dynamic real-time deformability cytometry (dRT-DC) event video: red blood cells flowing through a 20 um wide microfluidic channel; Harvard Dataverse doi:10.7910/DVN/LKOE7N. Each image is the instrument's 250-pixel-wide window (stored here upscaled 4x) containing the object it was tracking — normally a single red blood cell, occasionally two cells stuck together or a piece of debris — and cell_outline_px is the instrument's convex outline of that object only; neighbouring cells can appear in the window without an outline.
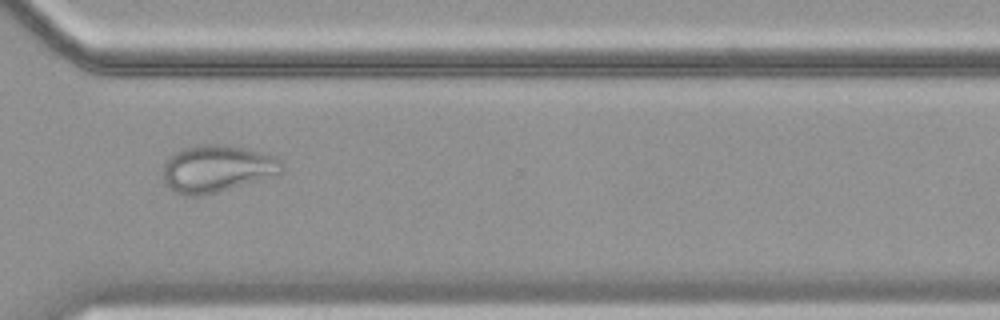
{"species": "common noctule bat (a hibernating species)", "species_latin": "Nyctalus noctula", "temperature_condition": "cold", "stored_images_in_passage": 56, "camera_frame_rate_fps": 3000, "um_per_image_px": 0.085, "animal": {"sex": "female", "body_mass_g": 19.9}, "frame": {"image": 1, "passage_image": 41, "time_ms": 13.333, "image_size_px": [1000, 320], "cell_outline_px": [[284, 172], [276, 176], [204, 196], [184, 196], [168, 188], [164, 180], [164, 164], [168, 156], [184, 148], [196, 144], [220, 144], [244, 148], [260, 152], [272, 156], [280, 160], [284, 164]], "centroid_in_image_um": [18.45, 14.35], "position_along_channel_um": 352.1, "area_um2": 33.0}}
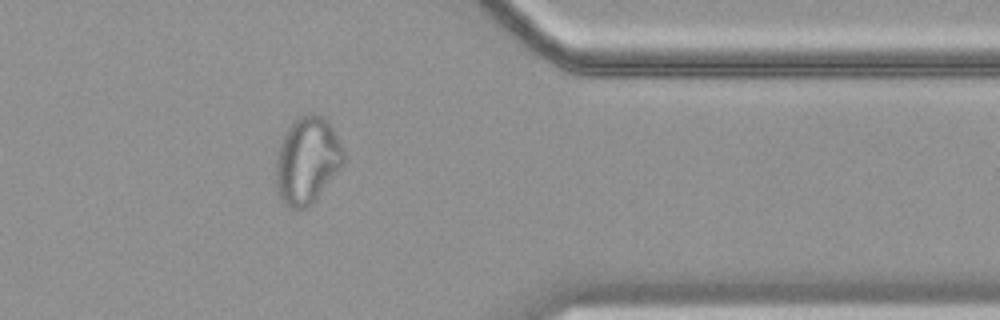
{"frame": {"image": 2, "passage_image": 45, "time_ms": 14.667, "image_size_px": [1000, 320], "cell_outline_px": [[344, 164], [316, 200], [304, 208], [292, 208], [284, 204], [280, 200], [276, 192], [276, 156], [280, 144], [288, 128], [300, 116], [308, 112], [316, 112], [332, 128], [344, 152]], "centroid_in_image_um": [26.1, 13.67], "position_along_channel_um": 385.3, "area_um2": 34.1}}